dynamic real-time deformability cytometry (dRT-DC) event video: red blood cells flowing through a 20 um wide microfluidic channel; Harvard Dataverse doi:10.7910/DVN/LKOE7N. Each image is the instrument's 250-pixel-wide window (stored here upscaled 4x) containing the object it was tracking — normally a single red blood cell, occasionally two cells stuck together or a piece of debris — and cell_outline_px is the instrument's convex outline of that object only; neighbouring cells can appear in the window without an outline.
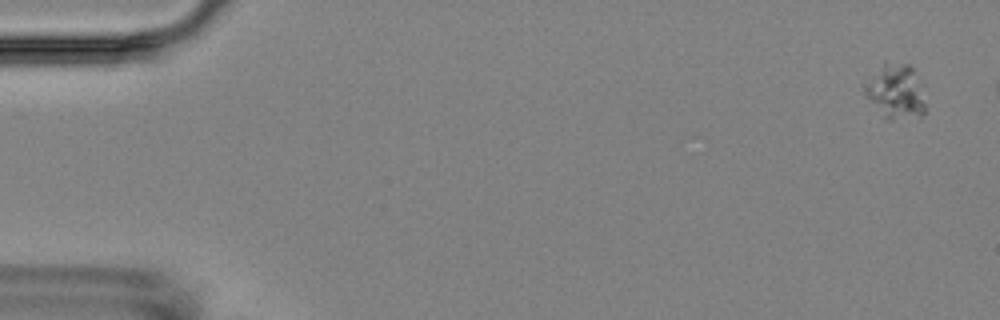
{"species": "Egyptian fruit bat (a non-hibernating species)", "species_latin": "Rousettus aegyptiacus", "temperature_condition": "room temperature", "stored_images_in_passage": 3, "camera_frame_rate_fps": 3000, "um_per_image_px": 0.085, "animal": {"sex": "female"}, "frame": {"image": 1, "passage_image": 1, "time_ms": 0.0, "image_size_px": [1000, 320], "cell_outline_px": [[924, 112], [920, 116], [892, 120], [884, 120], [864, 92], [860, 84], [884, 60], [908, 64], [912, 68], [920, 84], [924, 104]], "centroid_in_image_um": [76.03, 7.74], "position_along_channel_um": 9.0, "area_um2": 19.71}}